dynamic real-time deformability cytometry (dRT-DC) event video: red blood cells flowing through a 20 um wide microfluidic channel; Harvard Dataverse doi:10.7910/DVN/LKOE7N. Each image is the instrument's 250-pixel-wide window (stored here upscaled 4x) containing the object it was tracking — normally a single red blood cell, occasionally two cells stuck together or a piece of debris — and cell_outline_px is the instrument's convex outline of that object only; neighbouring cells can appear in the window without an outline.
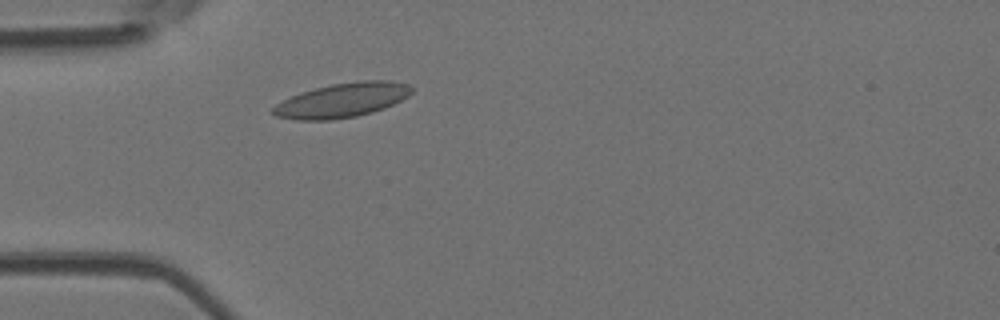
{"species": "Egyptian fruit bat (a non-hibernating species)", "species_latin": "Rousettus aegyptiacus", "temperature_condition": "room temperature", "stored_images_in_passage": 31, "camera_frame_rate_fps": 3000, "um_per_image_px": 0.085, "animal": {"sex": "female"}, "frame": {"image": 1, "passage_image": 1, "time_ms": 0.0, "image_size_px": [1000, 320], "cell_outline_px": [[412, 92], [408, 96], [384, 108], [372, 112], [356, 116], [332, 120], [296, 120], [276, 116], [268, 112], [276, 104], [300, 92], [332, 84], [360, 80], [392, 80], [408, 84], [412, 88]], "centroid_in_image_um": [29.07, 8.52], "position_along_channel_um": 55.9, "area_um2": 27.8}}
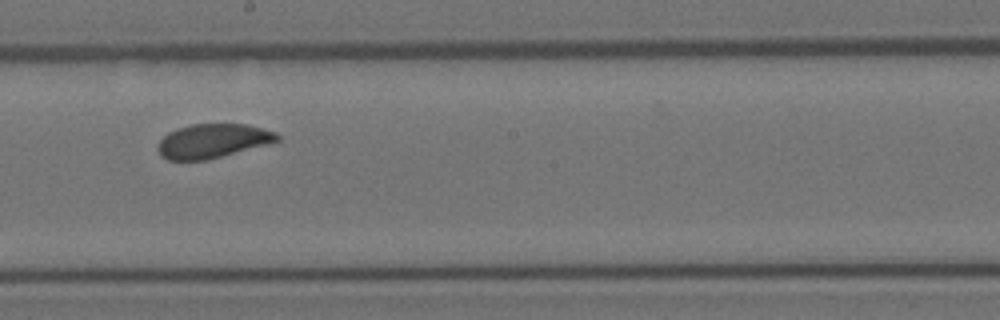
{"frame": {"image": 2, "passage_image": 14, "time_ms": 4.333, "image_size_px": [1000, 320], "cell_outline_px": [[280, 140], [268, 144], [208, 160], [168, 160], [160, 156], [156, 148], [160, 140], [168, 132], [176, 128], [192, 124], [248, 124], [276, 132], [280, 136]], "centroid_in_image_um": [18.06, 11.98], "position_along_channel_um": 230.1, "area_um2": 23.93}}
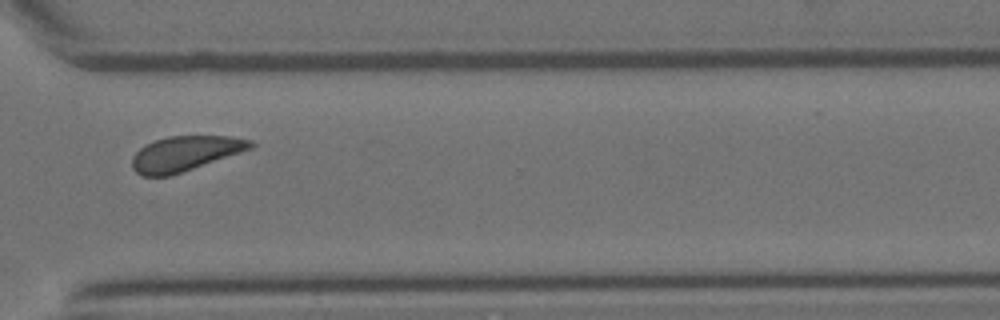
{"frame": {"image": 3, "passage_image": 23, "time_ms": 7.333, "image_size_px": [1000, 320], "cell_outline_px": [[256, 144], [252, 148], [168, 176], [140, 176], [132, 168], [132, 156], [144, 144], [168, 136], [228, 136], [252, 140]], "centroid_in_image_um": [15.69, 13.04], "position_along_channel_um": 354.9, "area_um2": 23.81}, "authors_computed_cell_mechanics": {"area_um2": 24.4494, "velocity_mm_per_s": 4.1492, "shape_relaxation_time_tau1_ms": 3.1188, "shape_relaxation_time_tau2_ms": 2.207, "deformation_change_tau1": 0.0905, "deformation_change_tau2": 0.0646}}